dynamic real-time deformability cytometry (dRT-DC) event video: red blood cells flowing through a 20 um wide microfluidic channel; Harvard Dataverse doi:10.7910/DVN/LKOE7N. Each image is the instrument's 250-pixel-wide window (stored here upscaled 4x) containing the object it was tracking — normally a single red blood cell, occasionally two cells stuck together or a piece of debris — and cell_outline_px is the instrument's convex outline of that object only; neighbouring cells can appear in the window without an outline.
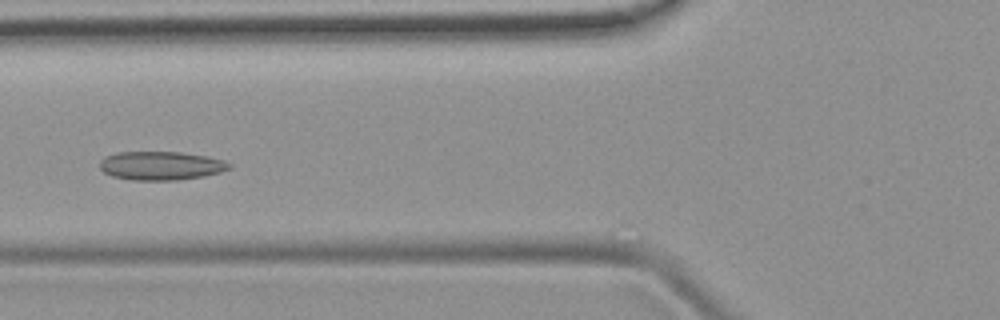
{"species": "common noctule bat (a hibernating species)", "species_latin": "Nyctalus noctula", "temperature_condition": "room temperature", "stored_images_in_passage": 49, "camera_frame_rate_fps": 3000, "um_per_image_px": 0.085, "animal": {"sex": "female", "body_mass_g": 19.9}, "frame": {"image": 1, "passage_image": 19, "time_ms": 6.0, "image_size_px": [1000, 320], "cell_outline_px": [[232, 168], [220, 172], [204, 176], [176, 180], [132, 180], [112, 176], [104, 172], [100, 168], [100, 160], [104, 156], [116, 152], [180, 152], [208, 156], [224, 160], [232, 164]], "centroid_in_image_um": [13.69, 14.08], "position_along_channel_um": 112.1, "area_um2": 21.79}}
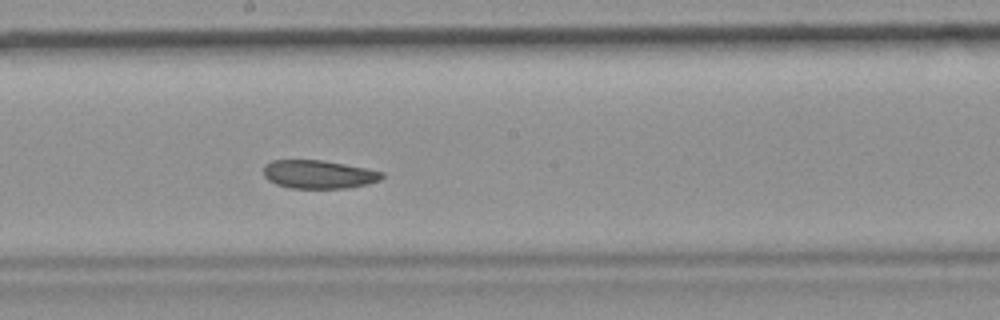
{"frame": {"image": 2, "passage_image": 27, "time_ms": 8.667, "image_size_px": [1000, 320], "cell_outline_px": [[384, 176], [380, 180], [368, 184], [348, 188], [288, 188], [276, 184], [268, 180], [264, 176], [264, 164], [272, 160], [320, 160], [344, 164], [384, 172]], "centroid_in_image_um": [27.07, 14.82], "position_along_channel_um": 221.1, "area_um2": 19.59}}
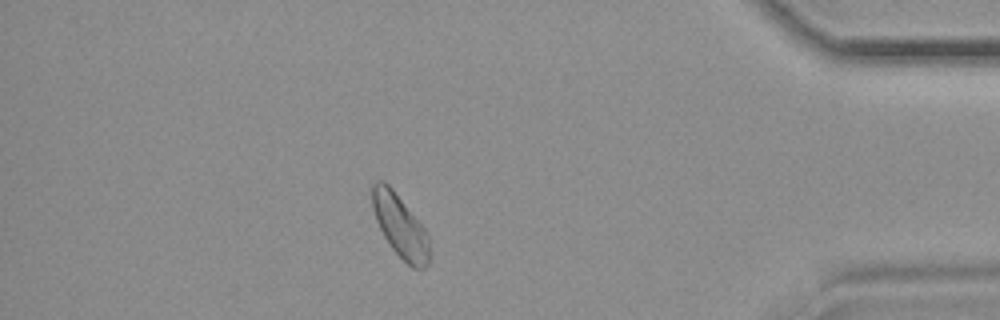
{"frame": {"image": 3, "passage_image": 43, "time_ms": 14.0, "image_size_px": [1000, 320], "cell_outline_px": [[432, 260], [420, 272], [412, 268], [392, 248], [384, 236], [376, 220], [372, 208], [372, 184], [376, 180], [384, 180], [392, 188], [424, 228], [428, 236]], "centroid_in_image_um": [34.04, 19.26], "position_along_channel_um": 401.2, "area_um2": 21.04}}